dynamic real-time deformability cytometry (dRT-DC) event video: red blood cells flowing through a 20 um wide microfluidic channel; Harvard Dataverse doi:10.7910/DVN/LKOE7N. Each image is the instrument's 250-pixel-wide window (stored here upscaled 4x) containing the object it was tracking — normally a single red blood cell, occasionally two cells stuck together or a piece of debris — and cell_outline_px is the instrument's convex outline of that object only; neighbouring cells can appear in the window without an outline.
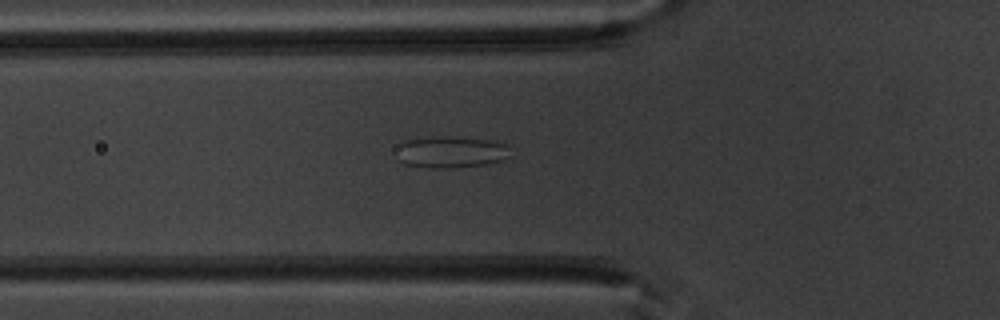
{"species": "common noctule bat (a hibernating species)", "species_latin": "Nyctalus noctula", "temperature_condition": "warm", "stored_images_in_passage": 26, "camera_frame_rate_fps": 3000, "um_per_image_px": 0.085, "animal": {"sex": "male", "body_mass_g": 20.1, "forearm_length_mm": 53.5}, "frame": {"image": 1, "passage_image": 4, "time_ms": 1.0, "image_size_px": [1000, 320], "cell_outline_px": [[508, 156], [504, 160], [484, 164], [448, 168], [428, 168], [404, 164], [400, 160], [400, 144], [404, 140], [448, 136], [492, 140], [508, 144]], "centroid_in_image_um": [38.37, 12.92], "position_along_channel_um": 87.4, "area_um2": 20.63}}
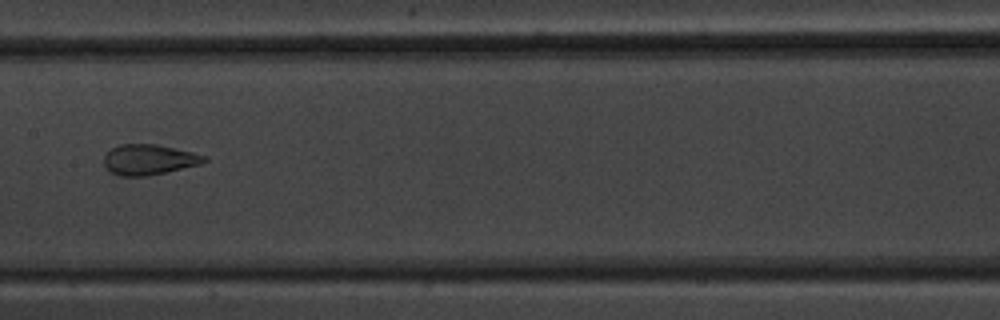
{"frame": {"image": 2, "passage_image": 12, "time_ms": 3.667, "image_size_px": [1000, 320], "cell_outline_px": [[208, 160], [200, 164], [148, 176], [120, 176], [104, 168], [104, 156], [112, 148], [120, 144], [156, 144], [192, 152], [208, 156]], "centroid_in_image_um": [12.65, 13.57], "position_along_channel_um": 194.7, "area_um2": 17.74}}
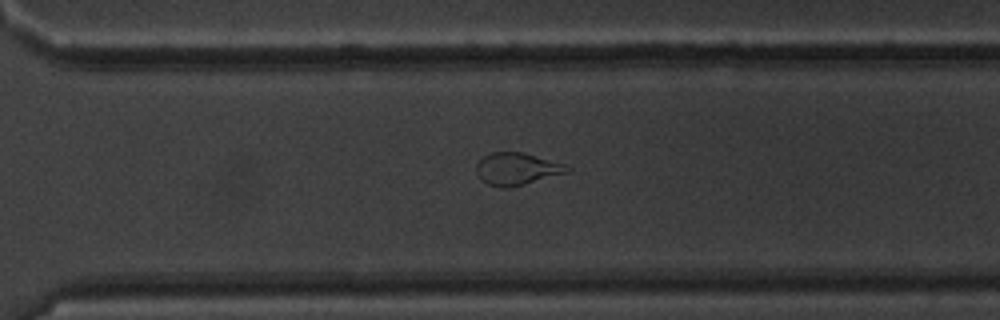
{"frame": {"image": 3, "passage_image": 22, "time_ms": 7.0, "image_size_px": [1000, 320], "cell_outline_px": [[572, 172], [508, 188], [500, 188], [488, 184], [480, 180], [476, 172], [476, 164], [484, 156], [492, 152], [520, 152], [568, 164], [572, 168]], "centroid_in_image_um": [43.98, 14.37], "position_along_channel_um": 326.6, "area_um2": 17.34}, "authors_computed_cell_mechanics": {"area_um2": 17.9469, "velocity_mm_per_s": 3.9753, "shape_relaxation_time_tau1_ms": null, "shape_relaxation_time_tau2_ms": 1.1122, "deformation_change_tau1": null, "deformation_change_tau2": 0.0967}}